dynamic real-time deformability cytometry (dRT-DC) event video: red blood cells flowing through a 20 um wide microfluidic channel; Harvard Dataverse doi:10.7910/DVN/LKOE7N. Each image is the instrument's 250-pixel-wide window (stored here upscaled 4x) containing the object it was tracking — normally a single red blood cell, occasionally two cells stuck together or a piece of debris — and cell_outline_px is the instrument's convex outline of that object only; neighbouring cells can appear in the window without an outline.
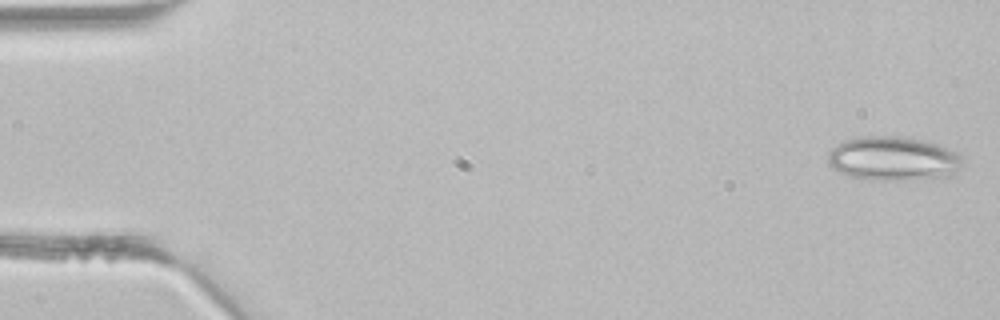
{"species": "common noctule bat (a hibernating species)", "species_latin": "Nyctalus noctula", "temperature_condition": "room temperature", "stored_images_in_passage": 9, "camera_frame_rate_fps": 3000, "um_per_image_px": 0.085, "animal": {"sex": "male", "body_mass_g": 21.5, "forearm_length_mm": 52.0}, "frame": {"image": 1, "passage_image": 1, "time_ms": 0.0, "image_size_px": [1000, 320], "cell_outline_px": [[964, 164], [952, 176], [908, 180], [868, 180], [852, 176], [840, 172], [832, 168], [828, 164], [828, 152], [836, 144], [844, 140], [856, 136], [900, 136], [924, 140], [948, 148], [956, 152], [964, 160]], "centroid_in_image_um": [75.93, 13.48], "position_along_channel_um": 9.1, "area_um2": 35.08}}